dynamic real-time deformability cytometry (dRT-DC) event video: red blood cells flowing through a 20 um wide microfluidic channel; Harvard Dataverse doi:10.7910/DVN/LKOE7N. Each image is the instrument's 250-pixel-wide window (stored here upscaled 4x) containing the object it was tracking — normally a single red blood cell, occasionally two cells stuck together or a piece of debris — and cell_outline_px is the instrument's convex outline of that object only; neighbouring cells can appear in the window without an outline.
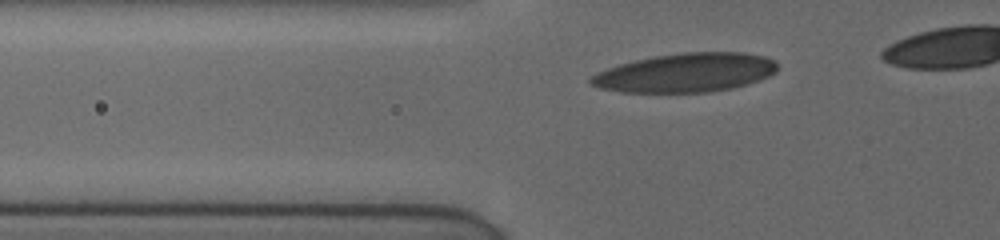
{"species": "human", "species_latin": "Homo sapiens", "temperature_condition": "cold", "stored_images_in_passage": 25, "segment_of_instrument_passage": [1, 2], "camera_frame_rate_fps": 3000, "um_per_image_px": 0.085, "donor": {"sex": "female"}, "frame": {"image": 1, "passage_image": 5, "time_ms": 1.333, "image_size_px": [1000, 240], "cell_outline_px": [[776, 72], [768, 76], [732, 88], [708, 92], [624, 92], [600, 88], [592, 84], [588, 80], [596, 72], [620, 64], [636, 60], [656, 56], [684, 52], [744, 52], [764, 56], [772, 60], [776, 64]], "centroid_in_image_um": [58.26, 6.17], "position_along_channel_um": 67.5, "area_um2": 41.85}}
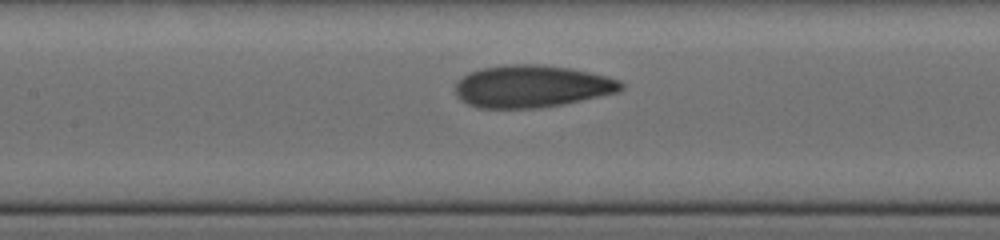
{"frame": {"image": 2, "passage_image": 14, "time_ms": 4.0, "image_size_px": [1000, 240], "cell_outline_px": [[624, 88], [620, 92], [540, 108], [480, 108], [468, 104], [460, 100], [456, 96], [456, 80], [468, 72], [480, 68], [512, 64], [540, 64], [572, 68], [608, 76], [620, 80], [624, 84]], "centroid_in_image_um": [45.2, 7.33], "position_along_channel_um": 162.2, "area_um2": 41.15}}
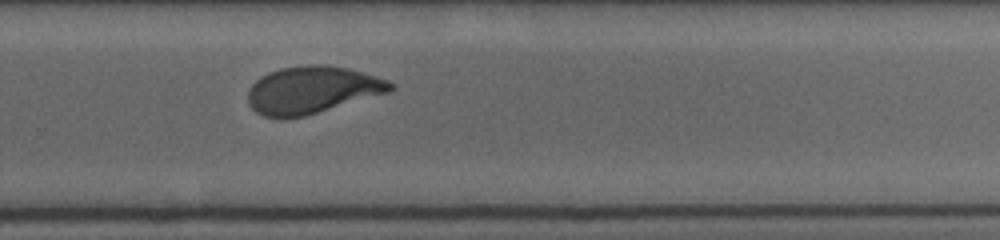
{"frame": {"image": 3, "passage_image": 23, "time_ms": 7.667, "image_size_px": [1000, 240], "cell_outline_px": [[396, 88], [388, 92], [304, 116], [264, 116], [256, 112], [252, 108], [248, 100], [248, 92], [252, 84], [260, 76], [268, 72], [280, 68], [308, 64], [328, 64], [348, 68], [364, 72], [388, 80], [396, 84]], "centroid_in_image_um": [26.56, 7.6], "position_along_channel_um": 303.2, "area_um2": 38.96}}